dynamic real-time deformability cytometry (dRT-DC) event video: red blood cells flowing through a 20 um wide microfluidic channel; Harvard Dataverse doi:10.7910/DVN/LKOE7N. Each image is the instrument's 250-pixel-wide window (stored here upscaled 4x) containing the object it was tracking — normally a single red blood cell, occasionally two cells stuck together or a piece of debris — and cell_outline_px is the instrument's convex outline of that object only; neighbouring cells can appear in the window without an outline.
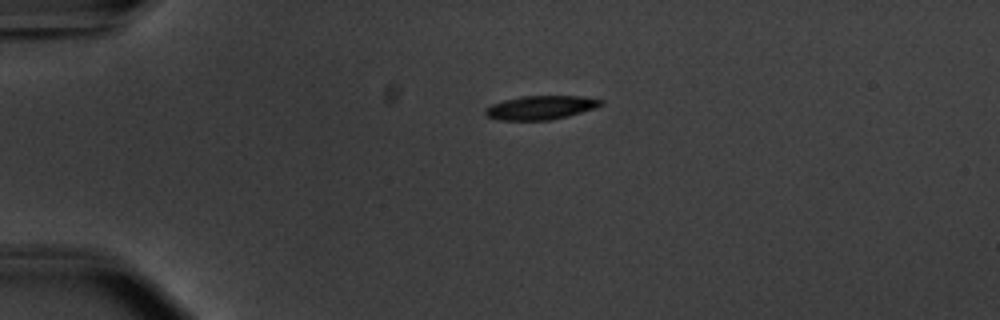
{"species": "common noctule bat (a hibernating species)", "species_latin": "Nyctalus noctula", "temperature_condition": "warm", "stored_images_in_passage": 43, "camera_frame_rate_fps": 3000, "um_per_image_px": 0.085, "animal": {"sex": "male", "body_mass_g": 20.1, "forearm_length_mm": 53.5}, "frame": {"image": 1, "passage_image": 1, "time_ms": 0.0, "image_size_px": [1000, 320], "cell_outline_px": [[604, 104], [596, 108], [568, 116], [548, 120], [500, 120], [484, 116], [484, 108], [492, 104], [504, 100], [520, 96], [580, 96], [604, 100]], "centroid_in_image_um": [45.94, 9.14], "position_along_channel_um": 39.1, "area_um2": 16.18}}
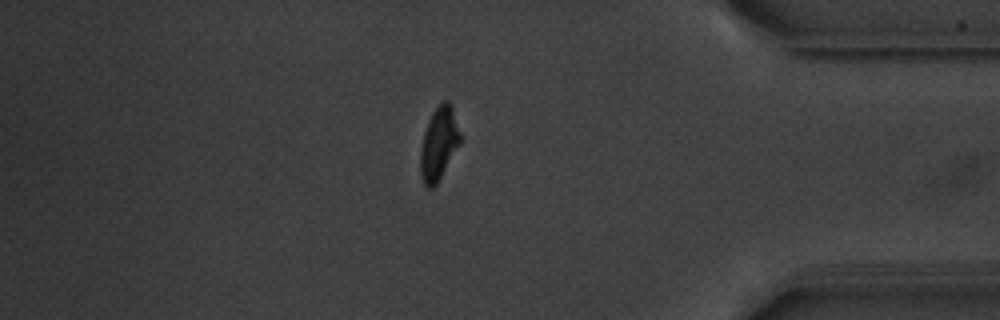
{"frame": {"image": 2, "passage_image": 35, "time_ms": 11.333, "image_size_px": [1000, 320], "cell_outline_px": [[460, 144], [436, 184], [432, 188], [428, 188], [424, 184], [420, 172], [420, 148], [424, 132], [428, 120], [432, 112], [444, 100], [448, 100], [452, 108], [460, 132]], "centroid_in_image_um": [37.28, 12.2], "position_along_channel_um": 397.9, "area_um2": 16.7}}
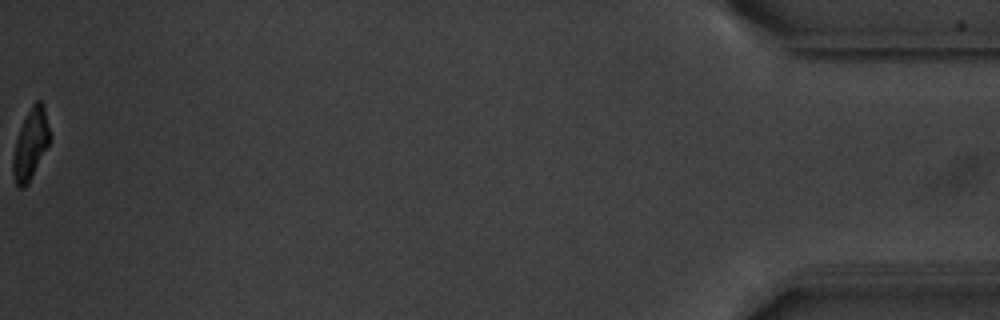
{"frame": {"image": 3, "passage_image": 43, "time_ms": 14.0, "image_size_px": [1000, 320], "cell_outline_px": [[52, 136], [28, 184], [24, 188], [20, 188], [16, 184], [12, 172], [12, 156], [16, 140], [20, 128], [32, 104], [36, 100], [40, 100], [44, 104]], "centroid_in_image_um": [2.61, 12.23], "position_along_channel_um": 432.6, "area_um2": 15.14}, "authors_computed_cell_mechanics": {"area_um2": 16.9354, "velocity_mm_per_s": 3.7409, "shape_relaxation_time_tau1_ms": 2.7714, "shape_relaxation_time_tau2_ms": 3.1797, "deformation_change_tau1": 0.1745, "deformation_change_tau2": 0.1072}}